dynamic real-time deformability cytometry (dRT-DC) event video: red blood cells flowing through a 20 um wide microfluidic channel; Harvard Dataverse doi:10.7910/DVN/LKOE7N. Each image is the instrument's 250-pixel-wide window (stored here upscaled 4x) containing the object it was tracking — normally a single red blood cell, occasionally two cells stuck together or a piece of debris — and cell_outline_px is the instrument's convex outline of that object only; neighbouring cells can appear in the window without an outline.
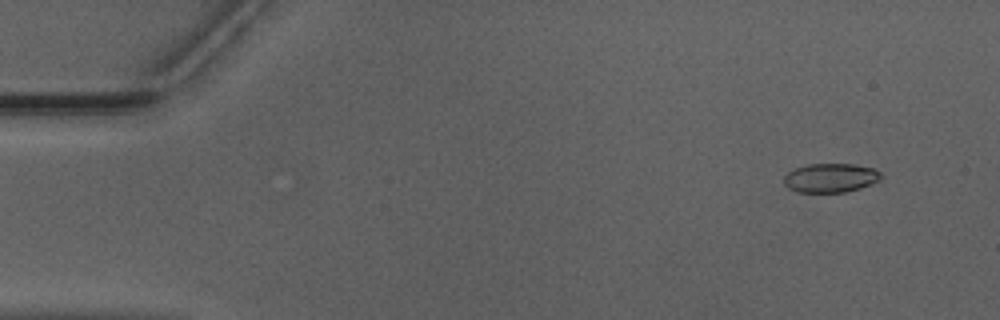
{"species": "Egyptian fruit bat (a non-hibernating species)", "species_latin": "Rousettus aegyptiacus", "temperature_condition": "warm", "stored_images_in_passage": 53, "camera_frame_rate_fps": 3000, "um_per_image_px": 0.085, "animal": {"sex": "male"}, "frame": {"image": 1, "passage_image": 5, "time_ms": 1.333, "image_size_px": [1000, 320], "cell_outline_px": [[884, 176], [880, 180], [860, 188], [844, 192], [796, 192], [788, 188], [784, 184], [784, 176], [788, 172], [796, 168], [808, 164], [852, 164], [872, 168], [880, 172]], "centroid_in_image_um": [70.59, 15.12], "position_along_channel_um": 14.4, "area_um2": 16.42}}
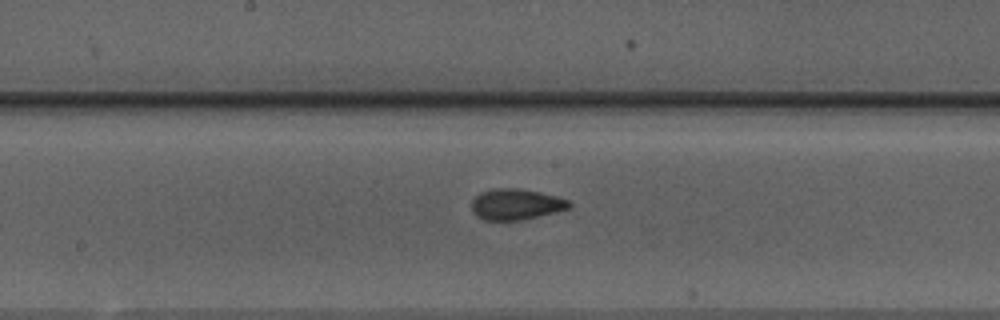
{"frame": {"image": 2, "passage_image": 28, "time_ms": 9.0, "image_size_px": [1000, 320], "cell_outline_px": [[572, 204], [568, 208], [556, 212], [520, 220], [484, 220], [476, 216], [472, 212], [472, 200], [480, 192], [492, 188], [520, 188], [540, 192], [556, 196], [568, 200]], "centroid_in_image_um": [43.83, 17.36], "position_along_channel_um": 204.4, "area_um2": 17.63}}
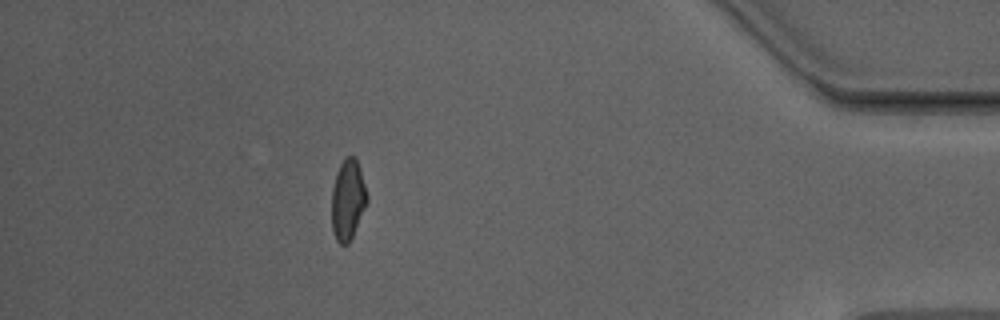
{"frame": {"image": 3, "passage_image": 47, "time_ms": 15.333, "image_size_px": [1000, 320], "cell_outline_px": [[368, 200], [352, 236], [348, 244], [340, 244], [336, 240], [332, 228], [332, 188], [336, 172], [344, 156], [356, 156], [368, 196]], "centroid_in_image_um": [29.55, 16.94], "position_along_channel_um": 405.6, "area_um2": 16.53}, "authors_computed_cell_mechanics": {"area_um2": 16.9932, "velocity_mm_per_s": 3.9769, "shape_relaxation_time_tau1_ms": 3.118, "shape_relaxation_time_tau2_ms": 1.0468, "deformation_change_tau1": 0.1386, "deformation_change_tau2": 0.0741}}